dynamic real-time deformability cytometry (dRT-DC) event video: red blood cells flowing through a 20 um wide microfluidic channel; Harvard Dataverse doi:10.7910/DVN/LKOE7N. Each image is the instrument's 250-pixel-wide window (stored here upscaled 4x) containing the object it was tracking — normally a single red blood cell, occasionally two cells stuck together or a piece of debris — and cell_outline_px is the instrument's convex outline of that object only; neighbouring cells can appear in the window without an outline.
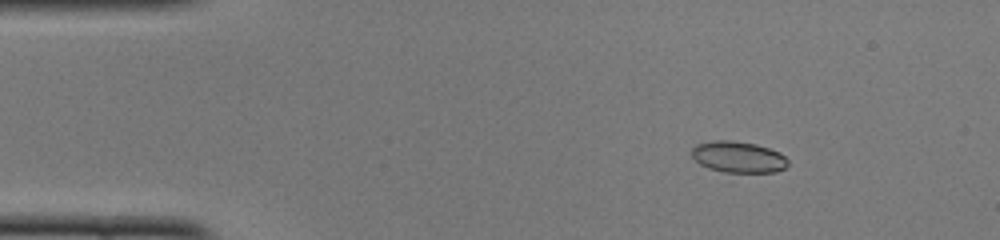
{"species": "common noctule bat (a hibernating species)", "species_latin": "Nyctalus noctula", "temperature_condition": "cold", "stored_images_in_passage": 50, "camera_frame_rate_fps": 3000, "um_per_image_px": 0.085, "animal": {"sex": "female", "body_mass_g": 22.0, "forearm_length_mm": 56.7}, "frame": {"image": 1, "passage_image": 7, "time_ms": 2.0, "image_size_px": [1000, 240], "cell_outline_px": [[788, 164], [784, 168], [776, 172], [724, 172], [708, 168], [700, 164], [692, 156], [692, 148], [696, 144], [712, 140], [728, 140], [756, 144], [780, 152], [788, 160]], "centroid_in_image_um": [62.75, 13.34], "position_along_channel_um": 22.3, "area_um2": 17.51}}
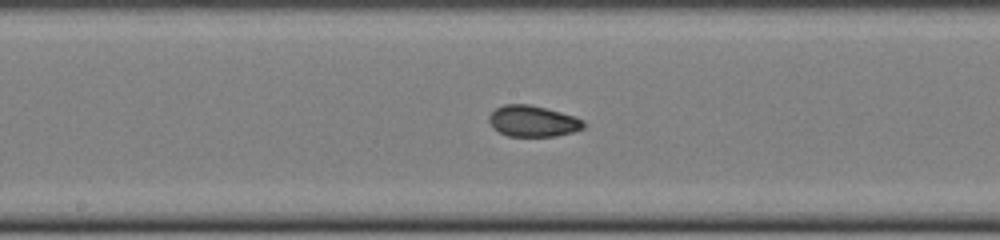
{"frame": {"image": 2, "passage_image": 26, "time_ms": 8.333, "image_size_px": [1000, 240], "cell_outline_px": [[584, 128], [572, 132], [556, 136], [508, 136], [492, 128], [488, 120], [488, 116], [496, 108], [504, 104], [528, 104], [560, 112], [584, 120]], "centroid_in_image_um": [45.26, 10.3], "position_along_channel_um": 202.9, "area_um2": 17.05}}
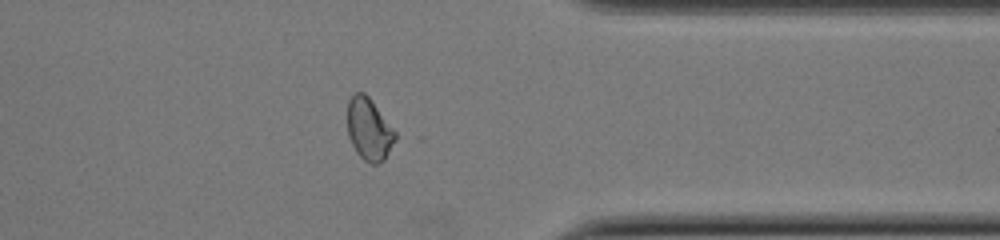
{"frame": {"image": 3, "passage_image": 40, "time_ms": 13.0, "image_size_px": [1000, 240], "cell_outline_px": [[396, 140], [384, 160], [376, 164], [372, 164], [364, 160], [356, 152], [348, 136], [348, 100], [356, 92], [364, 92], [368, 96], [396, 132]], "centroid_in_image_um": [31.37, 11.0], "position_along_channel_um": 380.0, "area_um2": 17.17}, "authors_computed_cell_mechanics": {"area_um2": 17.3689, "velocity_mm_per_s": 3.9935, "shape_relaxation_time_tau1_ms": null, "shape_relaxation_time_tau2_ms": 1.8133, "deformation_change_tau1": null, "deformation_change_tau2": 0.0511}}